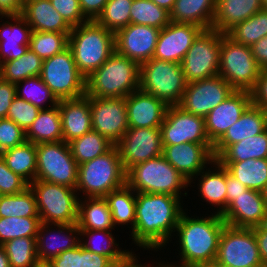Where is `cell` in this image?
<instances>
[{
    "label": "cell",
    "mask_w": 267,
    "mask_h": 267,
    "mask_svg": "<svg viewBox=\"0 0 267 267\" xmlns=\"http://www.w3.org/2000/svg\"><path fill=\"white\" fill-rule=\"evenodd\" d=\"M33 267H53L50 261L38 260Z\"/></svg>",
    "instance_id": "66"
},
{
    "label": "cell",
    "mask_w": 267,
    "mask_h": 267,
    "mask_svg": "<svg viewBox=\"0 0 267 267\" xmlns=\"http://www.w3.org/2000/svg\"><path fill=\"white\" fill-rule=\"evenodd\" d=\"M260 70L249 46L238 43L222 33L219 75L234 90L250 92L255 86Z\"/></svg>",
    "instance_id": "9"
},
{
    "label": "cell",
    "mask_w": 267,
    "mask_h": 267,
    "mask_svg": "<svg viewBox=\"0 0 267 267\" xmlns=\"http://www.w3.org/2000/svg\"><path fill=\"white\" fill-rule=\"evenodd\" d=\"M63 141L69 143L92 130L90 97L59 100Z\"/></svg>",
    "instance_id": "26"
},
{
    "label": "cell",
    "mask_w": 267,
    "mask_h": 267,
    "mask_svg": "<svg viewBox=\"0 0 267 267\" xmlns=\"http://www.w3.org/2000/svg\"><path fill=\"white\" fill-rule=\"evenodd\" d=\"M253 229L254 231H266L267 232V211L265 213V216L261 219L259 225Z\"/></svg>",
    "instance_id": "65"
},
{
    "label": "cell",
    "mask_w": 267,
    "mask_h": 267,
    "mask_svg": "<svg viewBox=\"0 0 267 267\" xmlns=\"http://www.w3.org/2000/svg\"><path fill=\"white\" fill-rule=\"evenodd\" d=\"M171 22L170 12L151 0H133L130 9V23L164 28Z\"/></svg>",
    "instance_id": "42"
},
{
    "label": "cell",
    "mask_w": 267,
    "mask_h": 267,
    "mask_svg": "<svg viewBox=\"0 0 267 267\" xmlns=\"http://www.w3.org/2000/svg\"><path fill=\"white\" fill-rule=\"evenodd\" d=\"M260 257L264 267H267V232L254 231Z\"/></svg>",
    "instance_id": "61"
},
{
    "label": "cell",
    "mask_w": 267,
    "mask_h": 267,
    "mask_svg": "<svg viewBox=\"0 0 267 267\" xmlns=\"http://www.w3.org/2000/svg\"><path fill=\"white\" fill-rule=\"evenodd\" d=\"M52 6L71 26L75 27L89 21L82 13L79 0H50Z\"/></svg>",
    "instance_id": "52"
},
{
    "label": "cell",
    "mask_w": 267,
    "mask_h": 267,
    "mask_svg": "<svg viewBox=\"0 0 267 267\" xmlns=\"http://www.w3.org/2000/svg\"><path fill=\"white\" fill-rule=\"evenodd\" d=\"M248 189L238 179L234 178L226 169V208L235 199Z\"/></svg>",
    "instance_id": "58"
},
{
    "label": "cell",
    "mask_w": 267,
    "mask_h": 267,
    "mask_svg": "<svg viewBox=\"0 0 267 267\" xmlns=\"http://www.w3.org/2000/svg\"><path fill=\"white\" fill-rule=\"evenodd\" d=\"M160 131L162 145L212 144L205 130V118L186 112L178 105L168 106Z\"/></svg>",
    "instance_id": "14"
},
{
    "label": "cell",
    "mask_w": 267,
    "mask_h": 267,
    "mask_svg": "<svg viewBox=\"0 0 267 267\" xmlns=\"http://www.w3.org/2000/svg\"><path fill=\"white\" fill-rule=\"evenodd\" d=\"M79 199L78 219L79 229L112 230L114 226L112 213L104 197H85Z\"/></svg>",
    "instance_id": "32"
},
{
    "label": "cell",
    "mask_w": 267,
    "mask_h": 267,
    "mask_svg": "<svg viewBox=\"0 0 267 267\" xmlns=\"http://www.w3.org/2000/svg\"><path fill=\"white\" fill-rule=\"evenodd\" d=\"M3 17L14 20V25L6 21L0 27V64L18 59L26 53L32 33V28L21 14L2 15L1 18Z\"/></svg>",
    "instance_id": "27"
},
{
    "label": "cell",
    "mask_w": 267,
    "mask_h": 267,
    "mask_svg": "<svg viewBox=\"0 0 267 267\" xmlns=\"http://www.w3.org/2000/svg\"><path fill=\"white\" fill-rule=\"evenodd\" d=\"M53 267H80V244L50 261Z\"/></svg>",
    "instance_id": "56"
},
{
    "label": "cell",
    "mask_w": 267,
    "mask_h": 267,
    "mask_svg": "<svg viewBox=\"0 0 267 267\" xmlns=\"http://www.w3.org/2000/svg\"><path fill=\"white\" fill-rule=\"evenodd\" d=\"M126 184L136 192L181 197L180 190L190 183L161 155L131 167L126 172Z\"/></svg>",
    "instance_id": "6"
},
{
    "label": "cell",
    "mask_w": 267,
    "mask_h": 267,
    "mask_svg": "<svg viewBox=\"0 0 267 267\" xmlns=\"http://www.w3.org/2000/svg\"><path fill=\"white\" fill-rule=\"evenodd\" d=\"M222 33L203 30L194 40L181 65L187 83L219 75Z\"/></svg>",
    "instance_id": "12"
},
{
    "label": "cell",
    "mask_w": 267,
    "mask_h": 267,
    "mask_svg": "<svg viewBox=\"0 0 267 267\" xmlns=\"http://www.w3.org/2000/svg\"><path fill=\"white\" fill-rule=\"evenodd\" d=\"M160 30L130 23L115 33V51L140 65L153 58Z\"/></svg>",
    "instance_id": "18"
},
{
    "label": "cell",
    "mask_w": 267,
    "mask_h": 267,
    "mask_svg": "<svg viewBox=\"0 0 267 267\" xmlns=\"http://www.w3.org/2000/svg\"><path fill=\"white\" fill-rule=\"evenodd\" d=\"M39 217L36 197L27 187L17 194L0 195V217Z\"/></svg>",
    "instance_id": "41"
},
{
    "label": "cell",
    "mask_w": 267,
    "mask_h": 267,
    "mask_svg": "<svg viewBox=\"0 0 267 267\" xmlns=\"http://www.w3.org/2000/svg\"><path fill=\"white\" fill-rule=\"evenodd\" d=\"M20 83H24L25 85L22 86ZM21 86L23 89L20 88ZM16 90L19 98L24 99L40 109H45L42 103L44 104L47 100L52 104L59 103V100L45 85L40 76L29 77L22 80L16 84Z\"/></svg>",
    "instance_id": "48"
},
{
    "label": "cell",
    "mask_w": 267,
    "mask_h": 267,
    "mask_svg": "<svg viewBox=\"0 0 267 267\" xmlns=\"http://www.w3.org/2000/svg\"><path fill=\"white\" fill-rule=\"evenodd\" d=\"M267 211L262 192L246 189L227 206L221 214L227 225L253 229L257 227Z\"/></svg>",
    "instance_id": "22"
},
{
    "label": "cell",
    "mask_w": 267,
    "mask_h": 267,
    "mask_svg": "<svg viewBox=\"0 0 267 267\" xmlns=\"http://www.w3.org/2000/svg\"><path fill=\"white\" fill-rule=\"evenodd\" d=\"M225 221L216 212L207 218H190L183 212L176 230L179 234L181 264L177 267H201L216 260Z\"/></svg>",
    "instance_id": "2"
},
{
    "label": "cell",
    "mask_w": 267,
    "mask_h": 267,
    "mask_svg": "<svg viewBox=\"0 0 267 267\" xmlns=\"http://www.w3.org/2000/svg\"><path fill=\"white\" fill-rule=\"evenodd\" d=\"M70 33L32 31L29 49L42 60L50 58L68 47Z\"/></svg>",
    "instance_id": "46"
},
{
    "label": "cell",
    "mask_w": 267,
    "mask_h": 267,
    "mask_svg": "<svg viewBox=\"0 0 267 267\" xmlns=\"http://www.w3.org/2000/svg\"><path fill=\"white\" fill-rule=\"evenodd\" d=\"M41 109L36 120L25 131L26 141L33 144L63 141L61 116L58 104Z\"/></svg>",
    "instance_id": "31"
},
{
    "label": "cell",
    "mask_w": 267,
    "mask_h": 267,
    "mask_svg": "<svg viewBox=\"0 0 267 267\" xmlns=\"http://www.w3.org/2000/svg\"><path fill=\"white\" fill-rule=\"evenodd\" d=\"M26 141L25 131L12 120L0 119V153Z\"/></svg>",
    "instance_id": "50"
},
{
    "label": "cell",
    "mask_w": 267,
    "mask_h": 267,
    "mask_svg": "<svg viewBox=\"0 0 267 267\" xmlns=\"http://www.w3.org/2000/svg\"><path fill=\"white\" fill-rule=\"evenodd\" d=\"M68 144L78 165L105 154L114 146L107 138L94 130L73 139Z\"/></svg>",
    "instance_id": "38"
},
{
    "label": "cell",
    "mask_w": 267,
    "mask_h": 267,
    "mask_svg": "<svg viewBox=\"0 0 267 267\" xmlns=\"http://www.w3.org/2000/svg\"><path fill=\"white\" fill-rule=\"evenodd\" d=\"M153 3L158 5L161 8L166 9L167 11H171L173 8V5L175 3V0H151Z\"/></svg>",
    "instance_id": "63"
},
{
    "label": "cell",
    "mask_w": 267,
    "mask_h": 267,
    "mask_svg": "<svg viewBox=\"0 0 267 267\" xmlns=\"http://www.w3.org/2000/svg\"><path fill=\"white\" fill-rule=\"evenodd\" d=\"M261 4L264 10H267V0H261Z\"/></svg>",
    "instance_id": "69"
},
{
    "label": "cell",
    "mask_w": 267,
    "mask_h": 267,
    "mask_svg": "<svg viewBox=\"0 0 267 267\" xmlns=\"http://www.w3.org/2000/svg\"><path fill=\"white\" fill-rule=\"evenodd\" d=\"M136 254H132V252H129L121 261L119 262H114L111 267H151L149 265H141L138 263V260ZM159 266L155 267H160V263H158Z\"/></svg>",
    "instance_id": "62"
},
{
    "label": "cell",
    "mask_w": 267,
    "mask_h": 267,
    "mask_svg": "<svg viewBox=\"0 0 267 267\" xmlns=\"http://www.w3.org/2000/svg\"><path fill=\"white\" fill-rule=\"evenodd\" d=\"M253 57L256 60L257 65L263 69L267 68V36L261 38L258 42L251 47Z\"/></svg>",
    "instance_id": "59"
},
{
    "label": "cell",
    "mask_w": 267,
    "mask_h": 267,
    "mask_svg": "<svg viewBox=\"0 0 267 267\" xmlns=\"http://www.w3.org/2000/svg\"><path fill=\"white\" fill-rule=\"evenodd\" d=\"M187 82L180 63L152 58L140 64L139 89L164 101L178 105Z\"/></svg>",
    "instance_id": "7"
},
{
    "label": "cell",
    "mask_w": 267,
    "mask_h": 267,
    "mask_svg": "<svg viewBox=\"0 0 267 267\" xmlns=\"http://www.w3.org/2000/svg\"><path fill=\"white\" fill-rule=\"evenodd\" d=\"M182 208L180 197L136 192L135 224L131 233L134 243L150 250L164 247L176 230L184 212Z\"/></svg>",
    "instance_id": "1"
},
{
    "label": "cell",
    "mask_w": 267,
    "mask_h": 267,
    "mask_svg": "<svg viewBox=\"0 0 267 267\" xmlns=\"http://www.w3.org/2000/svg\"><path fill=\"white\" fill-rule=\"evenodd\" d=\"M267 158V129L262 133L230 145L216 160L243 161Z\"/></svg>",
    "instance_id": "39"
},
{
    "label": "cell",
    "mask_w": 267,
    "mask_h": 267,
    "mask_svg": "<svg viewBox=\"0 0 267 267\" xmlns=\"http://www.w3.org/2000/svg\"><path fill=\"white\" fill-rule=\"evenodd\" d=\"M0 267H10L8 256L2 245H0Z\"/></svg>",
    "instance_id": "64"
},
{
    "label": "cell",
    "mask_w": 267,
    "mask_h": 267,
    "mask_svg": "<svg viewBox=\"0 0 267 267\" xmlns=\"http://www.w3.org/2000/svg\"><path fill=\"white\" fill-rule=\"evenodd\" d=\"M40 110L37 106L16 96L11 103L6 118L12 120L26 131L36 120Z\"/></svg>",
    "instance_id": "49"
},
{
    "label": "cell",
    "mask_w": 267,
    "mask_h": 267,
    "mask_svg": "<svg viewBox=\"0 0 267 267\" xmlns=\"http://www.w3.org/2000/svg\"><path fill=\"white\" fill-rule=\"evenodd\" d=\"M203 30L195 24L171 21L159 32L153 58L181 64L194 40Z\"/></svg>",
    "instance_id": "19"
},
{
    "label": "cell",
    "mask_w": 267,
    "mask_h": 267,
    "mask_svg": "<svg viewBox=\"0 0 267 267\" xmlns=\"http://www.w3.org/2000/svg\"><path fill=\"white\" fill-rule=\"evenodd\" d=\"M113 263L107 256L92 253L80 245V267H111Z\"/></svg>",
    "instance_id": "55"
},
{
    "label": "cell",
    "mask_w": 267,
    "mask_h": 267,
    "mask_svg": "<svg viewBox=\"0 0 267 267\" xmlns=\"http://www.w3.org/2000/svg\"><path fill=\"white\" fill-rule=\"evenodd\" d=\"M262 192V196L266 202L267 205V184L265 185L264 189L261 191Z\"/></svg>",
    "instance_id": "68"
},
{
    "label": "cell",
    "mask_w": 267,
    "mask_h": 267,
    "mask_svg": "<svg viewBox=\"0 0 267 267\" xmlns=\"http://www.w3.org/2000/svg\"><path fill=\"white\" fill-rule=\"evenodd\" d=\"M68 47L79 72L87 79L115 52V33L95 20L72 27Z\"/></svg>",
    "instance_id": "3"
},
{
    "label": "cell",
    "mask_w": 267,
    "mask_h": 267,
    "mask_svg": "<svg viewBox=\"0 0 267 267\" xmlns=\"http://www.w3.org/2000/svg\"><path fill=\"white\" fill-rule=\"evenodd\" d=\"M27 187H29V184L9 169L0 156V195L17 194Z\"/></svg>",
    "instance_id": "51"
},
{
    "label": "cell",
    "mask_w": 267,
    "mask_h": 267,
    "mask_svg": "<svg viewBox=\"0 0 267 267\" xmlns=\"http://www.w3.org/2000/svg\"><path fill=\"white\" fill-rule=\"evenodd\" d=\"M136 193L132 188L125 184L120 189L111 191L104 198L112 213L114 226L117 224H131V230L135 224Z\"/></svg>",
    "instance_id": "37"
},
{
    "label": "cell",
    "mask_w": 267,
    "mask_h": 267,
    "mask_svg": "<svg viewBox=\"0 0 267 267\" xmlns=\"http://www.w3.org/2000/svg\"><path fill=\"white\" fill-rule=\"evenodd\" d=\"M234 41L251 47L267 36V10H260L250 18L238 23L226 33Z\"/></svg>",
    "instance_id": "40"
},
{
    "label": "cell",
    "mask_w": 267,
    "mask_h": 267,
    "mask_svg": "<svg viewBox=\"0 0 267 267\" xmlns=\"http://www.w3.org/2000/svg\"><path fill=\"white\" fill-rule=\"evenodd\" d=\"M252 105L267 111V68L260 70L255 86L250 91Z\"/></svg>",
    "instance_id": "53"
},
{
    "label": "cell",
    "mask_w": 267,
    "mask_h": 267,
    "mask_svg": "<svg viewBox=\"0 0 267 267\" xmlns=\"http://www.w3.org/2000/svg\"><path fill=\"white\" fill-rule=\"evenodd\" d=\"M267 129V111L250 105L242 116L213 145V155L217 159L230 145L256 136Z\"/></svg>",
    "instance_id": "25"
},
{
    "label": "cell",
    "mask_w": 267,
    "mask_h": 267,
    "mask_svg": "<svg viewBox=\"0 0 267 267\" xmlns=\"http://www.w3.org/2000/svg\"><path fill=\"white\" fill-rule=\"evenodd\" d=\"M40 77L58 100L86 95V78L79 72L69 47L43 60Z\"/></svg>",
    "instance_id": "10"
},
{
    "label": "cell",
    "mask_w": 267,
    "mask_h": 267,
    "mask_svg": "<svg viewBox=\"0 0 267 267\" xmlns=\"http://www.w3.org/2000/svg\"><path fill=\"white\" fill-rule=\"evenodd\" d=\"M23 0H0V16L20 15L23 11Z\"/></svg>",
    "instance_id": "60"
},
{
    "label": "cell",
    "mask_w": 267,
    "mask_h": 267,
    "mask_svg": "<svg viewBox=\"0 0 267 267\" xmlns=\"http://www.w3.org/2000/svg\"><path fill=\"white\" fill-rule=\"evenodd\" d=\"M252 104L248 91H234L205 117V130L214 145Z\"/></svg>",
    "instance_id": "21"
},
{
    "label": "cell",
    "mask_w": 267,
    "mask_h": 267,
    "mask_svg": "<svg viewBox=\"0 0 267 267\" xmlns=\"http://www.w3.org/2000/svg\"><path fill=\"white\" fill-rule=\"evenodd\" d=\"M160 265H161L160 267H177L173 264L172 265L171 264H169V265L168 264L167 265L166 264H160Z\"/></svg>",
    "instance_id": "70"
},
{
    "label": "cell",
    "mask_w": 267,
    "mask_h": 267,
    "mask_svg": "<svg viewBox=\"0 0 267 267\" xmlns=\"http://www.w3.org/2000/svg\"><path fill=\"white\" fill-rule=\"evenodd\" d=\"M219 162L248 189L262 191L267 184V158Z\"/></svg>",
    "instance_id": "34"
},
{
    "label": "cell",
    "mask_w": 267,
    "mask_h": 267,
    "mask_svg": "<svg viewBox=\"0 0 267 267\" xmlns=\"http://www.w3.org/2000/svg\"><path fill=\"white\" fill-rule=\"evenodd\" d=\"M234 91L220 75L189 82L178 106L186 112L205 118Z\"/></svg>",
    "instance_id": "15"
},
{
    "label": "cell",
    "mask_w": 267,
    "mask_h": 267,
    "mask_svg": "<svg viewBox=\"0 0 267 267\" xmlns=\"http://www.w3.org/2000/svg\"><path fill=\"white\" fill-rule=\"evenodd\" d=\"M216 261L231 267H264L254 229L225 224L219 240Z\"/></svg>",
    "instance_id": "13"
},
{
    "label": "cell",
    "mask_w": 267,
    "mask_h": 267,
    "mask_svg": "<svg viewBox=\"0 0 267 267\" xmlns=\"http://www.w3.org/2000/svg\"><path fill=\"white\" fill-rule=\"evenodd\" d=\"M108 0H79L83 15L89 20H96L102 13Z\"/></svg>",
    "instance_id": "57"
},
{
    "label": "cell",
    "mask_w": 267,
    "mask_h": 267,
    "mask_svg": "<svg viewBox=\"0 0 267 267\" xmlns=\"http://www.w3.org/2000/svg\"><path fill=\"white\" fill-rule=\"evenodd\" d=\"M129 128H160L168 105L138 89L125 98Z\"/></svg>",
    "instance_id": "23"
},
{
    "label": "cell",
    "mask_w": 267,
    "mask_h": 267,
    "mask_svg": "<svg viewBox=\"0 0 267 267\" xmlns=\"http://www.w3.org/2000/svg\"><path fill=\"white\" fill-rule=\"evenodd\" d=\"M212 164L215 165V170H202L197 174V177L201 176L198 191L206 202L220 206L216 213L221 215L226 209V167L216 159Z\"/></svg>",
    "instance_id": "33"
},
{
    "label": "cell",
    "mask_w": 267,
    "mask_h": 267,
    "mask_svg": "<svg viewBox=\"0 0 267 267\" xmlns=\"http://www.w3.org/2000/svg\"><path fill=\"white\" fill-rule=\"evenodd\" d=\"M216 0H175L170 20L175 23H191L204 30L212 29Z\"/></svg>",
    "instance_id": "30"
},
{
    "label": "cell",
    "mask_w": 267,
    "mask_h": 267,
    "mask_svg": "<svg viewBox=\"0 0 267 267\" xmlns=\"http://www.w3.org/2000/svg\"><path fill=\"white\" fill-rule=\"evenodd\" d=\"M29 186L36 197L41 223H77L79 198L76 189L41 180H34Z\"/></svg>",
    "instance_id": "8"
},
{
    "label": "cell",
    "mask_w": 267,
    "mask_h": 267,
    "mask_svg": "<svg viewBox=\"0 0 267 267\" xmlns=\"http://www.w3.org/2000/svg\"><path fill=\"white\" fill-rule=\"evenodd\" d=\"M40 217H0V245L19 237H37Z\"/></svg>",
    "instance_id": "44"
},
{
    "label": "cell",
    "mask_w": 267,
    "mask_h": 267,
    "mask_svg": "<svg viewBox=\"0 0 267 267\" xmlns=\"http://www.w3.org/2000/svg\"><path fill=\"white\" fill-rule=\"evenodd\" d=\"M43 60L31 49L14 60L0 64V78L17 84L29 77L40 76Z\"/></svg>",
    "instance_id": "36"
},
{
    "label": "cell",
    "mask_w": 267,
    "mask_h": 267,
    "mask_svg": "<svg viewBox=\"0 0 267 267\" xmlns=\"http://www.w3.org/2000/svg\"><path fill=\"white\" fill-rule=\"evenodd\" d=\"M16 84L0 78V119L6 118L12 101L17 96Z\"/></svg>",
    "instance_id": "54"
},
{
    "label": "cell",
    "mask_w": 267,
    "mask_h": 267,
    "mask_svg": "<svg viewBox=\"0 0 267 267\" xmlns=\"http://www.w3.org/2000/svg\"><path fill=\"white\" fill-rule=\"evenodd\" d=\"M92 130L116 145L129 129L125 98L90 97Z\"/></svg>",
    "instance_id": "17"
},
{
    "label": "cell",
    "mask_w": 267,
    "mask_h": 267,
    "mask_svg": "<svg viewBox=\"0 0 267 267\" xmlns=\"http://www.w3.org/2000/svg\"><path fill=\"white\" fill-rule=\"evenodd\" d=\"M140 65L116 51L86 79V95L126 98L139 89Z\"/></svg>",
    "instance_id": "4"
},
{
    "label": "cell",
    "mask_w": 267,
    "mask_h": 267,
    "mask_svg": "<svg viewBox=\"0 0 267 267\" xmlns=\"http://www.w3.org/2000/svg\"><path fill=\"white\" fill-rule=\"evenodd\" d=\"M126 184V172L114 145L105 154L78 165L76 191L88 197H105Z\"/></svg>",
    "instance_id": "5"
},
{
    "label": "cell",
    "mask_w": 267,
    "mask_h": 267,
    "mask_svg": "<svg viewBox=\"0 0 267 267\" xmlns=\"http://www.w3.org/2000/svg\"><path fill=\"white\" fill-rule=\"evenodd\" d=\"M164 158L179 172L189 183L194 176L206 168L205 164L212 163L213 144H196L193 142L174 145H163Z\"/></svg>",
    "instance_id": "20"
},
{
    "label": "cell",
    "mask_w": 267,
    "mask_h": 267,
    "mask_svg": "<svg viewBox=\"0 0 267 267\" xmlns=\"http://www.w3.org/2000/svg\"><path fill=\"white\" fill-rule=\"evenodd\" d=\"M36 179L76 188L78 164L64 141L36 145Z\"/></svg>",
    "instance_id": "11"
},
{
    "label": "cell",
    "mask_w": 267,
    "mask_h": 267,
    "mask_svg": "<svg viewBox=\"0 0 267 267\" xmlns=\"http://www.w3.org/2000/svg\"><path fill=\"white\" fill-rule=\"evenodd\" d=\"M21 15L32 31L70 33L72 27L52 6L50 0L25 1Z\"/></svg>",
    "instance_id": "28"
},
{
    "label": "cell",
    "mask_w": 267,
    "mask_h": 267,
    "mask_svg": "<svg viewBox=\"0 0 267 267\" xmlns=\"http://www.w3.org/2000/svg\"><path fill=\"white\" fill-rule=\"evenodd\" d=\"M10 267H33L38 261L36 237H19L2 245Z\"/></svg>",
    "instance_id": "45"
},
{
    "label": "cell",
    "mask_w": 267,
    "mask_h": 267,
    "mask_svg": "<svg viewBox=\"0 0 267 267\" xmlns=\"http://www.w3.org/2000/svg\"><path fill=\"white\" fill-rule=\"evenodd\" d=\"M49 226H51V224L41 223L37 233L36 245L38 260L51 261L53 258L58 257L62 252L75 248L80 244V238L78 236L76 237V234L78 233L77 235H79L80 233L77 223L53 224V226H56L59 230L56 232V235L54 233L55 230H50L48 228ZM64 232H67L69 235Z\"/></svg>",
    "instance_id": "24"
},
{
    "label": "cell",
    "mask_w": 267,
    "mask_h": 267,
    "mask_svg": "<svg viewBox=\"0 0 267 267\" xmlns=\"http://www.w3.org/2000/svg\"><path fill=\"white\" fill-rule=\"evenodd\" d=\"M79 235L80 237L87 236L89 239V241L83 240L84 243L83 241L80 240V245L83 248H85L88 251H91L92 253H97L103 256H107L113 262L121 261L129 253V251H126V250L123 251L117 248L119 244L115 243L114 237L112 233L110 232V230L80 229ZM97 235L98 237L99 235L100 237H102V241H99V244H97V242L95 241L97 238Z\"/></svg>",
    "instance_id": "43"
},
{
    "label": "cell",
    "mask_w": 267,
    "mask_h": 267,
    "mask_svg": "<svg viewBox=\"0 0 267 267\" xmlns=\"http://www.w3.org/2000/svg\"><path fill=\"white\" fill-rule=\"evenodd\" d=\"M132 3L133 0H108L95 21L107 30L116 33L130 24Z\"/></svg>",
    "instance_id": "47"
},
{
    "label": "cell",
    "mask_w": 267,
    "mask_h": 267,
    "mask_svg": "<svg viewBox=\"0 0 267 267\" xmlns=\"http://www.w3.org/2000/svg\"><path fill=\"white\" fill-rule=\"evenodd\" d=\"M262 9L261 0H216L212 29L226 34Z\"/></svg>",
    "instance_id": "29"
},
{
    "label": "cell",
    "mask_w": 267,
    "mask_h": 267,
    "mask_svg": "<svg viewBox=\"0 0 267 267\" xmlns=\"http://www.w3.org/2000/svg\"><path fill=\"white\" fill-rule=\"evenodd\" d=\"M0 156L7 167L22 177L28 184L36 179V144L25 141L23 144L4 150Z\"/></svg>",
    "instance_id": "35"
},
{
    "label": "cell",
    "mask_w": 267,
    "mask_h": 267,
    "mask_svg": "<svg viewBox=\"0 0 267 267\" xmlns=\"http://www.w3.org/2000/svg\"><path fill=\"white\" fill-rule=\"evenodd\" d=\"M201 267H231V266H227L221 263H218L216 260L212 261L210 263H207L205 265H202Z\"/></svg>",
    "instance_id": "67"
},
{
    "label": "cell",
    "mask_w": 267,
    "mask_h": 267,
    "mask_svg": "<svg viewBox=\"0 0 267 267\" xmlns=\"http://www.w3.org/2000/svg\"><path fill=\"white\" fill-rule=\"evenodd\" d=\"M116 146L122 167L127 172L136 164L162 155L160 128H129Z\"/></svg>",
    "instance_id": "16"
}]
</instances>
